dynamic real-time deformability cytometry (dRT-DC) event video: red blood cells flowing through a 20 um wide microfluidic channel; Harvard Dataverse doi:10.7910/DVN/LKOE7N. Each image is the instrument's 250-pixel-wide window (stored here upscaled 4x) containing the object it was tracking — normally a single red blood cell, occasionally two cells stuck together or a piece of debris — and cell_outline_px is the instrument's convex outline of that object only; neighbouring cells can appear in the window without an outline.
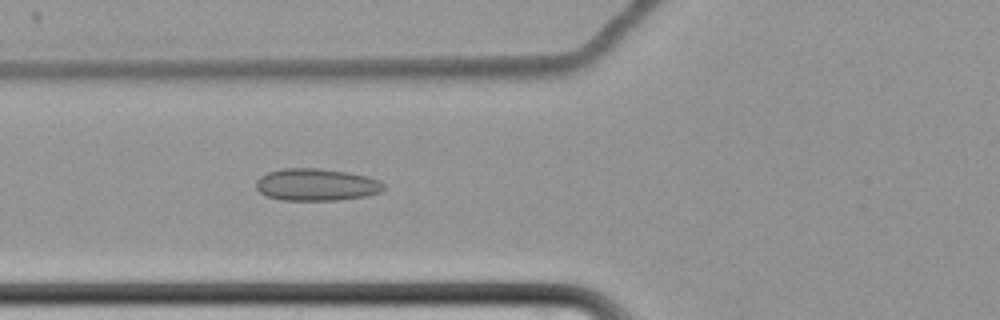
{"species": "common noctule bat (a hibernating species)", "species_latin": "Nyctalus noctula", "temperature_condition": "cold", "stored_images_in_passage": 62, "camera_frame_rate_fps": 3000, "um_per_image_px": 0.085, "animal": {"sex": "female", "body_mass_g": 22.7, "forearm_length_mm": 54.2}, "frame": {"image": 1, "passage_image": 28, "time_ms": 9.0, "image_size_px": [1000, 320], "cell_outline_px": [[384, 188], [380, 192], [364, 196], [336, 200], [284, 200], [268, 196], [260, 192], [256, 188], [256, 180], [260, 176], [268, 172], [284, 168], [320, 168], [348, 172], [380, 180], [384, 184]], "centroid_in_image_um": [26.88, 15.69], "position_along_channel_um": 98.9, "area_um2": 23.81}}
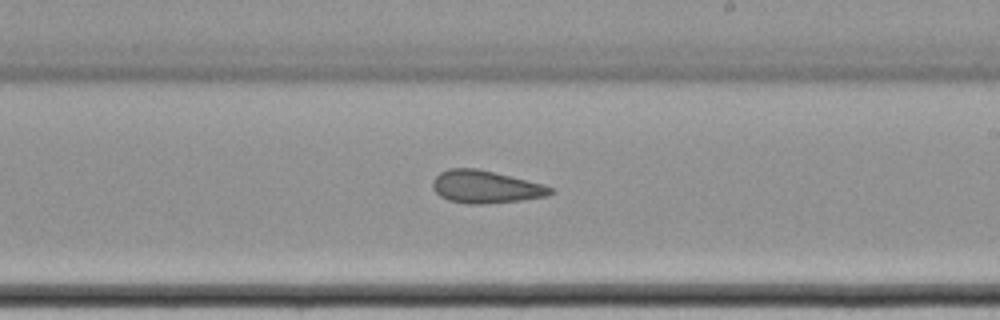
{"frame": {"image": 2, "passage_image": 41, "time_ms": 13.333, "image_size_px": [1000, 320], "cell_outline_px": [[556, 192], [548, 196], [520, 200], [484, 204], [468, 204], [448, 200], [440, 196], [432, 188], [432, 180], [440, 172], [448, 168], [476, 168], [544, 184], [552, 188]], "centroid_in_image_um": [41.27, 15.88], "position_along_channel_um": 247.7, "area_um2": 22.43}}
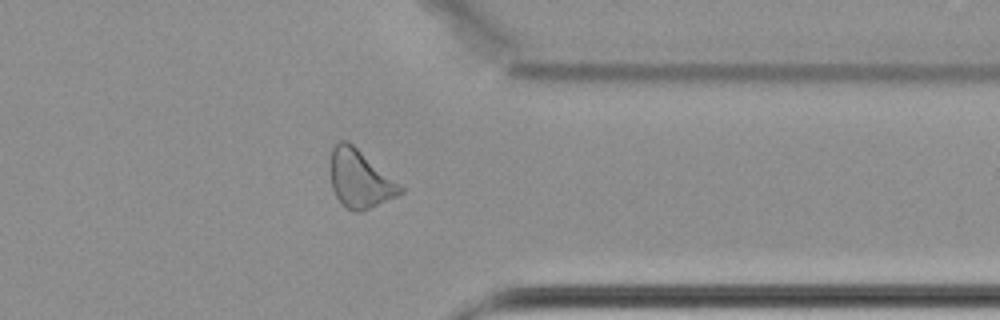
{"frame": {"image": 3, "passage_image": 53, "time_ms": 17.333, "image_size_px": [1000, 320], "cell_outline_px": [[404, 192], [396, 196], [368, 208], [356, 212], [352, 212], [344, 208], [336, 196], [332, 188], [328, 164], [332, 148], [340, 140], [348, 140], [404, 188]], "centroid_in_image_um": [30.52, 15.19], "position_along_channel_um": 380.9, "area_um2": 23.58}, "authors_computed_cell_mechanics": {"area_um2": 24.3338, "velocity_mm_per_s": 3.4347, "shape_relaxation_time_tau1_ms": null, "shape_relaxation_time_tau2_ms": 6.6804, "deformation_change_tau1": null, "deformation_change_tau2": 0.16}}